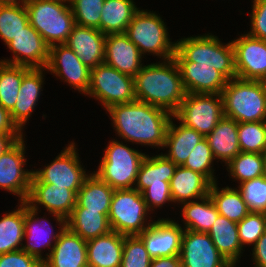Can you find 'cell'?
<instances>
[{
    "label": "cell",
    "mask_w": 266,
    "mask_h": 267,
    "mask_svg": "<svg viewBox=\"0 0 266 267\" xmlns=\"http://www.w3.org/2000/svg\"><path fill=\"white\" fill-rule=\"evenodd\" d=\"M94 97L105 110L115 104L136 100L134 78L105 63L90 70V85L85 96Z\"/></svg>",
    "instance_id": "obj_9"
},
{
    "label": "cell",
    "mask_w": 266,
    "mask_h": 267,
    "mask_svg": "<svg viewBox=\"0 0 266 267\" xmlns=\"http://www.w3.org/2000/svg\"><path fill=\"white\" fill-rule=\"evenodd\" d=\"M43 267H88L87 240L66 227Z\"/></svg>",
    "instance_id": "obj_24"
},
{
    "label": "cell",
    "mask_w": 266,
    "mask_h": 267,
    "mask_svg": "<svg viewBox=\"0 0 266 267\" xmlns=\"http://www.w3.org/2000/svg\"><path fill=\"white\" fill-rule=\"evenodd\" d=\"M237 130L238 122L224 116L211 133L205 136L215 161L222 160L227 165L241 152Z\"/></svg>",
    "instance_id": "obj_27"
},
{
    "label": "cell",
    "mask_w": 266,
    "mask_h": 267,
    "mask_svg": "<svg viewBox=\"0 0 266 267\" xmlns=\"http://www.w3.org/2000/svg\"><path fill=\"white\" fill-rule=\"evenodd\" d=\"M259 81L261 82L263 88L266 90V73Z\"/></svg>",
    "instance_id": "obj_54"
},
{
    "label": "cell",
    "mask_w": 266,
    "mask_h": 267,
    "mask_svg": "<svg viewBox=\"0 0 266 267\" xmlns=\"http://www.w3.org/2000/svg\"><path fill=\"white\" fill-rule=\"evenodd\" d=\"M205 137L195 129L183 124L176 125L172 118L169 122L163 148H169L163 154L177 166H182L196 145Z\"/></svg>",
    "instance_id": "obj_28"
},
{
    "label": "cell",
    "mask_w": 266,
    "mask_h": 267,
    "mask_svg": "<svg viewBox=\"0 0 266 267\" xmlns=\"http://www.w3.org/2000/svg\"><path fill=\"white\" fill-rule=\"evenodd\" d=\"M105 0H70L75 24L100 31L101 10Z\"/></svg>",
    "instance_id": "obj_42"
},
{
    "label": "cell",
    "mask_w": 266,
    "mask_h": 267,
    "mask_svg": "<svg viewBox=\"0 0 266 267\" xmlns=\"http://www.w3.org/2000/svg\"><path fill=\"white\" fill-rule=\"evenodd\" d=\"M124 235L116 231L87 240L88 267H121Z\"/></svg>",
    "instance_id": "obj_25"
},
{
    "label": "cell",
    "mask_w": 266,
    "mask_h": 267,
    "mask_svg": "<svg viewBox=\"0 0 266 267\" xmlns=\"http://www.w3.org/2000/svg\"><path fill=\"white\" fill-rule=\"evenodd\" d=\"M241 152L266 154V121L238 123Z\"/></svg>",
    "instance_id": "obj_40"
},
{
    "label": "cell",
    "mask_w": 266,
    "mask_h": 267,
    "mask_svg": "<svg viewBox=\"0 0 266 267\" xmlns=\"http://www.w3.org/2000/svg\"><path fill=\"white\" fill-rule=\"evenodd\" d=\"M38 210L31 208L25 202V224L24 237L27 243L23 244L22 250L37 258L41 263H44L53 249L61 232L66 228V223H59L58 232H52L53 226L49 225V221L44 217H37ZM43 221V222H42ZM48 221V222H47ZM51 226V228L49 227ZM49 247V248H48ZM43 248L48 249L46 257L42 256ZM51 248V249H50Z\"/></svg>",
    "instance_id": "obj_19"
},
{
    "label": "cell",
    "mask_w": 266,
    "mask_h": 267,
    "mask_svg": "<svg viewBox=\"0 0 266 267\" xmlns=\"http://www.w3.org/2000/svg\"><path fill=\"white\" fill-rule=\"evenodd\" d=\"M68 4L60 0H29L25 4L29 23L49 46L65 44L68 40L75 24Z\"/></svg>",
    "instance_id": "obj_5"
},
{
    "label": "cell",
    "mask_w": 266,
    "mask_h": 267,
    "mask_svg": "<svg viewBox=\"0 0 266 267\" xmlns=\"http://www.w3.org/2000/svg\"><path fill=\"white\" fill-rule=\"evenodd\" d=\"M7 48L13 57L0 60L2 63L30 68H46L48 64L50 46L30 23L7 44Z\"/></svg>",
    "instance_id": "obj_15"
},
{
    "label": "cell",
    "mask_w": 266,
    "mask_h": 267,
    "mask_svg": "<svg viewBox=\"0 0 266 267\" xmlns=\"http://www.w3.org/2000/svg\"><path fill=\"white\" fill-rule=\"evenodd\" d=\"M249 35L266 41V0H252Z\"/></svg>",
    "instance_id": "obj_46"
},
{
    "label": "cell",
    "mask_w": 266,
    "mask_h": 267,
    "mask_svg": "<svg viewBox=\"0 0 266 267\" xmlns=\"http://www.w3.org/2000/svg\"><path fill=\"white\" fill-rule=\"evenodd\" d=\"M28 24L25 5H0V37L5 46Z\"/></svg>",
    "instance_id": "obj_39"
},
{
    "label": "cell",
    "mask_w": 266,
    "mask_h": 267,
    "mask_svg": "<svg viewBox=\"0 0 266 267\" xmlns=\"http://www.w3.org/2000/svg\"><path fill=\"white\" fill-rule=\"evenodd\" d=\"M106 35L96 28L74 24L65 43L89 69L104 63Z\"/></svg>",
    "instance_id": "obj_21"
},
{
    "label": "cell",
    "mask_w": 266,
    "mask_h": 267,
    "mask_svg": "<svg viewBox=\"0 0 266 267\" xmlns=\"http://www.w3.org/2000/svg\"><path fill=\"white\" fill-rule=\"evenodd\" d=\"M149 212L137 189L114 190L108 213L111 230L125 236L139 235L153 223L151 217L147 221Z\"/></svg>",
    "instance_id": "obj_8"
},
{
    "label": "cell",
    "mask_w": 266,
    "mask_h": 267,
    "mask_svg": "<svg viewBox=\"0 0 266 267\" xmlns=\"http://www.w3.org/2000/svg\"><path fill=\"white\" fill-rule=\"evenodd\" d=\"M252 247L254 267H266V231Z\"/></svg>",
    "instance_id": "obj_50"
},
{
    "label": "cell",
    "mask_w": 266,
    "mask_h": 267,
    "mask_svg": "<svg viewBox=\"0 0 266 267\" xmlns=\"http://www.w3.org/2000/svg\"><path fill=\"white\" fill-rule=\"evenodd\" d=\"M150 267H182L179 255L152 259Z\"/></svg>",
    "instance_id": "obj_51"
},
{
    "label": "cell",
    "mask_w": 266,
    "mask_h": 267,
    "mask_svg": "<svg viewBox=\"0 0 266 267\" xmlns=\"http://www.w3.org/2000/svg\"><path fill=\"white\" fill-rule=\"evenodd\" d=\"M179 256L182 267H235L220 254L205 232L184 230Z\"/></svg>",
    "instance_id": "obj_17"
},
{
    "label": "cell",
    "mask_w": 266,
    "mask_h": 267,
    "mask_svg": "<svg viewBox=\"0 0 266 267\" xmlns=\"http://www.w3.org/2000/svg\"><path fill=\"white\" fill-rule=\"evenodd\" d=\"M19 203L17 209L5 213L0 218V254L22 249L24 242L25 202Z\"/></svg>",
    "instance_id": "obj_36"
},
{
    "label": "cell",
    "mask_w": 266,
    "mask_h": 267,
    "mask_svg": "<svg viewBox=\"0 0 266 267\" xmlns=\"http://www.w3.org/2000/svg\"><path fill=\"white\" fill-rule=\"evenodd\" d=\"M176 41V62H196V65H210L228 81L236 78L234 48L232 42L223 44L215 35L204 34L181 38Z\"/></svg>",
    "instance_id": "obj_3"
},
{
    "label": "cell",
    "mask_w": 266,
    "mask_h": 267,
    "mask_svg": "<svg viewBox=\"0 0 266 267\" xmlns=\"http://www.w3.org/2000/svg\"><path fill=\"white\" fill-rule=\"evenodd\" d=\"M231 178L239 184L265 175L266 154L240 152L227 165Z\"/></svg>",
    "instance_id": "obj_37"
},
{
    "label": "cell",
    "mask_w": 266,
    "mask_h": 267,
    "mask_svg": "<svg viewBox=\"0 0 266 267\" xmlns=\"http://www.w3.org/2000/svg\"><path fill=\"white\" fill-rule=\"evenodd\" d=\"M108 144L94 174L114 190L133 189L140 164L146 154L117 139L110 140Z\"/></svg>",
    "instance_id": "obj_6"
},
{
    "label": "cell",
    "mask_w": 266,
    "mask_h": 267,
    "mask_svg": "<svg viewBox=\"0 0 266 267\" xmlns=\"http://www.w3.org/2000/svg\"><path fill=\"white\" fill-rule=\"evenodd\" d=\"M250 212L266 213V176L245 181L237 187Z\"/></svg>",
    "instance_id": "obj_43"
},
{
    "label": "cell",
    "mask_w": 266,
    "mask_h": 267,
    "mask_svg": "<svg viewBox=\"0 0 266 267\" xmlns=\"http://www.w3.org/2000/svg\"><path fill=\"white\" fill-rule=\"evenodd\" d=\"M211 184L201 173L177 166L170 180L172 200L179 205L203 198L209 194Z\"/></svg>",
    "instance_id": "obj_26"
},
{
    "label": "cell",
    "mask_w": 266,
    "mask_h": 267,
    "mask_svg": "<svg viewBox=\"0 0 266 267\" xmlns=\"http://www.w3.org/2000/svg\"><path fill=\"white\" fill-rule=\"evenodd\" d=\"M116 134L125 142L163 148L173 115L138 100L115 104L107 110Z\"/></svg>",
    "instance_id": "obj_1"
},
{
    "label": "cell",
    "mask_w": 266,
    "mask_h": 267,
    "mask_svg": "<svg viewBox=\"0 0 266 267\" xmlns=\"http://www.w3.org/2000/svg\"><path fill=\"white\" fill-rule=\"evenodd\" d=\"M29 69L0 62V105L8 111L15 106L23 75Z\"/></svg>",
    "instance_id": "obj_38"
},
{
    "label": "cell",
    "mask_w": 266,
    "mask_h": 267,
    "mask_svg": "<svg viewBox=\"0 0 266 267\" xmlns=\"http://www.w3.org/2000/svg\"><path fill=\"white\" fill-rule=\"evenodd\" d=\"M222 97L224 116L238 123L266 121V90L260 81L233 78Z\"/></svg>",
    "instance_id": "obj_4"
},
{
    "label": "cell",
    "mask_w": 266,
    "mask_h": 267,
    "mask_svg": "<svg viewBox=\"0 0 266 267\" xmlns=\"http://www.w3.org/2000/svg\"><path fill=\"white\" fill-rule=\"evenodd\" d=\"M113 193L114 189L92 172L77 193V203L85 210L109 213Z\"/></svg>",
    "instance_id": "obj_34"
},
{
    "label": "cell",
    "mask_w": 266,
    "mask_h": 267,
    "mask_svg": "<svg viewBox=\"0 0 266 267\" xmlns=\"http://www.w3.org/2000/svg\"><path fill=\"white\" fill-rule=\"evenodd\" d=\"M23 135H9L0 133V155L10 148Z\"/></svg>",
    "instance_id": "obj_52"
},
{
    "label": "cell",
    "mask_w": 266,
    "mask_h": 267,
    "mask_svg": "<svg viewBox=\"0 0 266 267\" xmlns=\"http://www.w3.org/2000/svg\"><path fill=\"white\" fill-rule=\"evenodd\" d=\"M231 42L237 77L259 81L266 73V41L246 33Z\"/></svg>",
    "instance_id": "obj_18"
},
{
    "label": "cell",
    "mask_w": 266,
    "mask_h": 267,
    "mask_svg": "<svg viewBox=\"0 0 266 267\" xmlns=\"http://www.w3.org/2000/svg\"><path fill=\"white\" fill-rule=\"evenodd\" d=\"M164 20L155 12L138 10L129 23L125 34L139 49L141 55H151L172 59L176 42H171ZM153 53V54H152ZM144 54V55H143Z\"/></svg>",
    "instance_id": "obj_7"
},
{
    "label": "cell",
    "mask_w": 266,
    "mask_h": 267,
    "mask_svg": "<svg viewBox=\"0 0 266 267\" xmlns=\"http://www.w3.org/2000/svg\"><path fill=\"white\" fill-rule=\"evenodd\" d=\"M215 158L212 150L208 145L207 140L202 139L192 150L189 157L182 165L185 168L191 169L204 175L211 183L218 182L214 175L213 162Z\"/></svg>",
    "instance_id": "obj_41"
},
{
    "label": "cell",
    "mask_w": 266,
    "mask_h": 267,
    "mask_svg": "<svg viewBox=\"0 0 266 267\" xmlns=\"http://www.w3.org/2000/svg\"><path fill=\"white\" fill-rule=\"evenodd\" d=\"M60 1H65V2H67V3H69V2H70V0H60Z\"/></svg>",
    "instance_id": "obj_55"
},
{
    "label": "cell",
    "mask_w": 266,
    "mask_h": 267,
    "mask_svg": "<svg viewBox=\"0 0 266 267\" xmlns=\"http://www.w3.org/2000/svg\"><path fill=\"white\" fill-rule=\"evenodd\" d=\"M47 72L64 80L73 89L86 94L90 85V70L66 44L50 46Z\"/></svg>",
    "instance_id": "obj_14"
},
{
    "label": "cell",
    "mask_w": 266,
    "mask_h": 267,
    "mask_svg": "<svg viewBox=\"0 0 266 267\" xmlns=\"http://www.w3.org/2000/svg\"><path fill=\"white\" fill-rule=\"evenodd\" d=\"M186 93L222 94L228 80L210 65H196V62H176Z\"/></svg>",
    "instance_id": "obj_22"
},
{
    "label": "cell",
    "mask_w": 266,
    "mask_h": 267,
    "mask_svg": "<svg viewBox=\"0 0 266 267\" xmlns=\"http://www.w3.org/2000/svg\"><path fill=\"white\" fill-rule=\"evenodd\" d=\"M26 203L39 211V205L52 214L56 223H66L77 203V194L69 189L54 184L31 182Z\"/></svg>",
    "instance_id": "obj_13"
},
{
    "label": "cell",
    "mask_w": 266,
    "mask_h": 267,
    "mask_svg": "<svg viewBox=\"0 0 266 267\" xmlns=\"http://www.w3.org/2000/svg\"><path fill=\"white\" fill-rule=\"evenodd\" d=\"M0 133L9 135L24 134L13 122L10 111L2 105H0Z\"/></svg>",
    "instance_id": "obj_49"
},
{
    "label": "cell",
    "mask_w": 266,
    "mask_h": 267,
    "mask_svg": "<svg viewBox=\"0 0 266 267\" xmlns=\"http://www.w3.org/2000/svg\"><path fill=\"white\" fill-rule=\"evenodd\" d=\"M173 117L179 123L195 129L205 137L224 117L222 94L186 93Z\"/></svg>",
    "instance_id": "obj_10"
},
{
    "label": "cell",
    "mask_w": 266,
    "mask_h": 267,
    "mask_svg": "<svg viewBox=\"0 0 266 267\" xmlns=\"http://www.w3.org/2000/svg\"><path fill=\"white\" fill-rule=\"evenodd\" d=\"M45 68H30L24 75L20 85L15 106L10 111L13 122L24 131V127L35 110L36 102L43 91ZM25 125V126H24Z\"/></svg>",
    "instance_id": "obj_23"
},
{
    "label": "cell",
    "mask_w": 266,
    "mask_h": 267,
    "mask_svg": "<svg viewBox=\"0 0 266 267\" xmlns=\"http://www.w3.org/2000/svg\"><path fill=\"white\" fill-rule=\"evenodd\" d=\"M208 234L220 254L236 266L244 251L239 241L237 223L219 215Z\"/></svg>",
    "instance_id": "obj_30"
},
{
    "label": "cell",
    "mask_w": 266,
    "mask_h": 267,
    "mask_svg": "<svg viewBox=\"0 0 266 267\" xmlns=\"http://www.w3.org/2000/svg\"><path fill=\"white\" fill-rule=\"evenodd\" d=\"M142 195L150 212L154 211V208H161L164 204L173 202L170 185H150Z\"/></svg>",
    "instance_id": "obj_47"
},
{
    "label": "cell",
    "mask_w": 266,
    "mask_h": 267,
    "mask_svg": "<svg viewBox=\"0 0 266 267\" xmlns=\"http://www.w3.org/2000/svg\"><path fill=\"white\" fill-rule=\"evenodd\" d=\"M29 0H0V5H25Z\"/></svg>",
    "instance_id": "obj_53"
},
{
    "label": "cell",
    "mask_w": 266,
    "mask_h": 267,
    "mask_svg": "<svg viewBox=\"0 0 266 267\" xmlns=\"http://www.w3.org/2000/svg\"><path fill=\"white\" fill-rule=\"evenodd\" d=\"M209 195L218 213L230 221L238 223L250 213L240 190L237 188L227 186L220 190L218 183L215 182L210 186Z\"/></svg>",
    "instance_id": "obj_35"
},
{
    "label": "cell",
    "mask_w": 266,
    "mask_h": 267,
    "mask_svg": "<svg viewBox=\"0 0 266 267\" xmlns=\"http://www.w3.org/2000/svg\"><path fill=\"white\" fill-rule=\"evenodd\" d=\"M184 228L175 220L160 218L137 235L152 259L180 255Z\"/></svg>",
    "instance_id": "obj_16"
},
{
    "label": "cell",
    "mask_w": 266,
    "mask_h": 267,
    "mask_svg": "<svg viewBox=\"0 0 266 267\" xmlns=\"http://www.w3.org/2000/svg\"><path fill=\"white\" fill-rule=\"evenodd\" d=\"M136 100L174 115L185 98L179 67L174 60L143 65L133 77Z\"/></svg>",
    "instance_id": "obj_2"
},
{
    "label": "cell",
    "mask_w": 266,
    "mask_h": 267,
    "mask_svg": "<svg viewBox=\"0 0 266 267\" xmlns=\"http://www.w3.org/2000/svg\"><path fill=\"white\" fill-rule=\"evenodd\" d=\"M24 138L0 155V188L19 197L20 202H26L28 198L33 174V169L24 168L27 162Z\"/></svg>",
    "instance_id": "obj_12"
},
{
    "label": "cell",
    "mask_w": 266,
    "mask_h": 267,
    "mask_svg": "<svg viewBox=\"0 0 266 267\" xmlns=\"http://www.w3.org/2000/svg\"><path fill=\"white\" fill-rule=\"evenodd\" d=\"M66 227L84 240H90L111 231L108 213L85 210L78 203L66 219Z\"/></svg>",
    "instance_id": "obj_29"
},
{
    "label": "cell",
    "mask_w": 266,
    "mask_h": 267,
    "mask_svg": "<svg viewBox=\"0 0 266 267\" xmlns=\"http://www.w3.org/2000/svg\"><path fill=\"white\" fill-rule=\"evenodd\" d=\"M138 10L133 0H105L100 14V31L105 35L125 33Z\"/></svg>",
    "instance_id": "obj_32"
},
{
    "label": "cell",
    "mask_w": 266,
    "mask_h": 267,
    "mask_svg": "<svg viewBox=\"0 0 266 267\" xmlns=\"http://www.w3.org/2000/svg\"><path fill=\"white\" fill-rule=\"evenodd\" d=\"M143 56L125 33L107 34L104 63L134 77L142 68Z\"/></svg>",
    "instance_id": "obj_20"
},
{
    "label": "cell",
    "mask_w": 266,
    "mask_h": 267,
    "mask_svg": "<svg viewBox=\"0 0 266 267\" xmlns=\"http://www.w3.org/2000/svg\"><path fill=\"white\" fill-rule=\"evenodd\" d=\"M151 261L143 241L137 235H124L121 267H150Z\"/></svg>",
    "instance_id": "obj_45"
},
{
    "label": "cell",
    "mask_w": 266,
    "mask_h": 267,
    "mask_svg": "<svg viewBox=\"0 0 266 267\" xmlns=\"http://www.w3.org/2000/svg\"><path fill=\"white\" fill-rule=\"evenodd\" d=\"M76 149L75 142H70L51 163L33 170L31 182L54 184L77 194L91 173H86Z\"/></svg>",
    "instance_id": "obj_11"
},
{
    "label": "cell",
    "mask_w": 266,
    "mask_h": 267,
    "mask_svg": "<svg viewBox=\"0 0 266 267\" xmlns=\"http://www.w3.org/2000/svg\"><path fill=\"white\" fill-rule=\"evenodd\" d=\"M181 205L184 230L208 233L220 215L209 194Z\"/></svg>",
    "instance_id": "obj_33"
},
{
    "label": "cell",
    "mask_w": 266,
    "mask_h": 267,
    "mask_svg": "<svg viewBox=\"0 0 266 267\" xmlns=\"http://www.w3.org/2000/svg\"><path fill=\"white\" fill-rule=\"evenodd\" d=\"M237 229L242 247L253 246L266 231V213L250 212L237 223Z\"/></svg>",
    "instance_id": "obj_44"
},
{
    "label": "cell",
    "mask_w": 266,
    "mask_h": 267,
    "mask_svg": "<svg viewBox=\"0 0 266 267\" xmlns=\"http://www.w3.org/2000/svg\"><path fill=\"white\" fill-rule=\"evenodd\" d=\"M0 267H43V263L21 249L0 254Z\"/></svg>",
    "instance_id": "obj_48"
},
{
    "label": "cell",
    "mask_w": 266,
    "mask_h": 267,
    "mask_svg": "<svg viewBox=\"0 0 266 267\" xmlns=\"http://www.w3.org/2000/svg\"><path fill=\"white\" fill-rule=\"evenodd\" d=\"M177 165L162 152L150 157L146 155L140 164L134 188L142 193L150 185H170Z\"/></svg>",
    "instance_id": "obj_31"
}]
</instances>
